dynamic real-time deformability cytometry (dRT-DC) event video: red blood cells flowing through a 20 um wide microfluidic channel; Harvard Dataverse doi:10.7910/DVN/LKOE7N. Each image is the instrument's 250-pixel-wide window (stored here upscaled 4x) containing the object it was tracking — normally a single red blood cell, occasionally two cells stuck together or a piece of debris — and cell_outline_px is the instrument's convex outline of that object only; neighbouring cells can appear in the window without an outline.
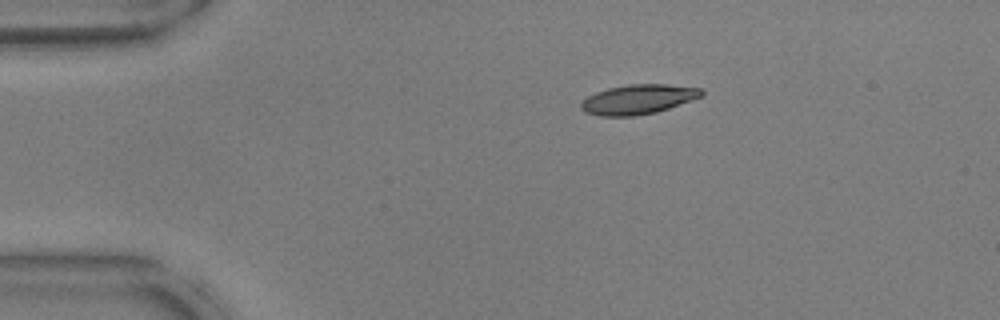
{"species": "common noctule bat (a hibernating species)", "species_latin": "Nyctalus noctula", "temperature_condition": "warm", "stored_images_in_passage": 44, "camera_frame_rate_fps": 3000, "um_per_image_px": 0.085, "animal": {"sex": "male", "body_mass_g": 17.9, "forearm_length_mm": 54.2}, "frame": {"image": 1, "passage_image": 1, "time_ms": 0.0, "image_size_px": [1000, 320], "cell_outline_px": [[704, 92], [700, 96], [668, 108], [656, 112], [636, 116], [600, 116], [584, 112], [580, 108], [580, 104], [588, 96], [596, 92], [608, 88], [628, 84], [668, 84], [700, 88]], "centroid_in_image_um": [54.19, 8.44], "position_along_channel_um": 30.8, "area_um2": 20.63}}
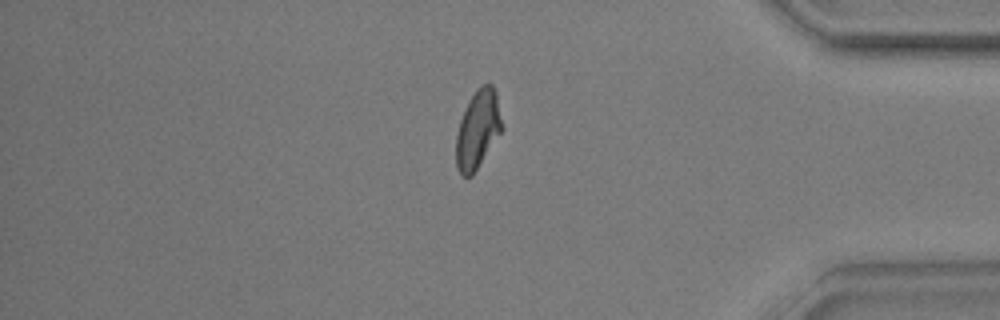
{"frame": {"image": 2, "passage_image": 36, "time_ms": 11.667, "image_size_px": [1000, 320], "cell_outline_px": [[504, 128], [472, 176], [460, 176], [456, 168], [456, 136], [460, 120], [476, 88], [480, 84], [488, 80], [492, 84], [496, 92]], "centroid_in_image_um": [40.63, 10.98], "position_along_channel_um": 394.6, "area_um2": 21.15}}
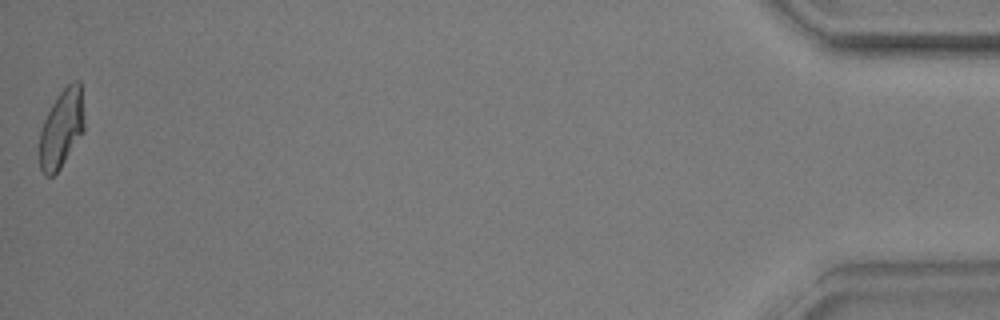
{"frame": {"image": 3, "passage_image": 44, "time_ms": 14.333, "image_size_px": [1000, 320], "cell_outline_px": [[84, 132], [60, 168], [52, 176], [44, 176], [40, 168], [40, 132], [44, 120], [52, 104], [60, 92], [72, 80], [80, 80], [84, 116]], "centroid_in_image_um": [5.25, 10.92], "position_along_channel_um": 430.0, "area_um2": 20.4}, "authors_computed_cell_mechanics": {"area_um2": 20.9236, "velocity_mm_per_s": 3.794, "shape_relaxation_time_tau1_ms": 4.9638, "shape_relaxation_time_tau2_ms": 2.348, "deformation_change_tau1": 0.1707, "deformation_change_tau2": 0.081}}